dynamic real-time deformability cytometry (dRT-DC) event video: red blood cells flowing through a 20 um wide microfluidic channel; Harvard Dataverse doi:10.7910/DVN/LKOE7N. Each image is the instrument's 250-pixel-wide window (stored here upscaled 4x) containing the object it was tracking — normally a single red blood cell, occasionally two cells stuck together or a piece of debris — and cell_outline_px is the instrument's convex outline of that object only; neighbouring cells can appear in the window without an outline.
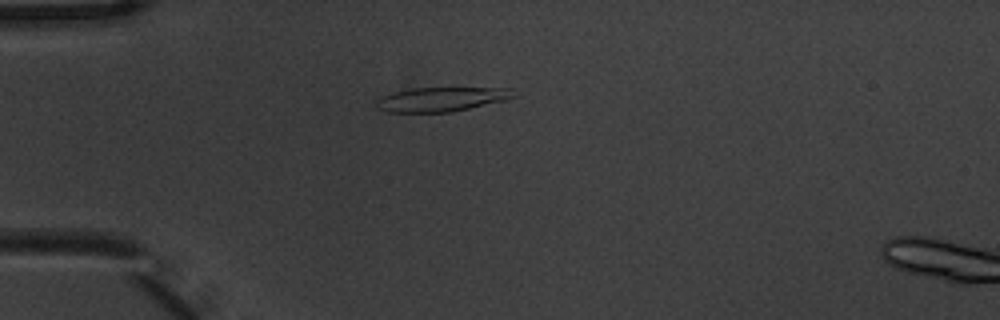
{"species": "common noctule bat (a hibernating species)", "species_latin": "Nyctalus noctula", "temperature_condition": "warm", "stored_images_in_passage": 4, "camera_frame_rate_fps": 3000, "um_per_image_px": 0.085, "animal": {"sex": "male", "body_mass_g": 20.1, "forearm_length_mm": 53.5}, "frame": {"image": 1, "passage_image": 3, "time_ms": 0.667, "image_size_px": [1000, 320], "cell_outline_px": [[516, 96], [504, 100], [452, 112], [388, 112], [376, 108], [376, 100], [384, 96], [396, 92], [412, 88], [512, 88]], "centroid_in_image_um": [37.52, 8.44], "position_along_channel_um": 47.5, "area_um2": 19.19}}